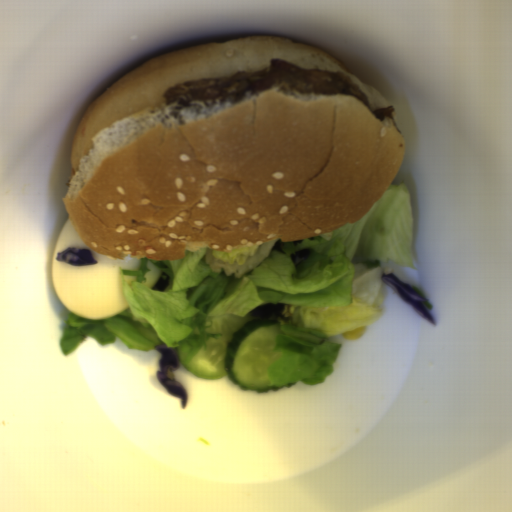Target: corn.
Instances as JSON below:
<instances>
[{"label":"corn","mask_w":512,"mask_h":512,"mask_svg":"<svg viewBox=\"0 0 512 512\" xmlns=\"http://www.w3.org/2000/svg\"><path fill=\"white\" fill-rule=\"evenodd\" d=\"M366 332V327H360L354 330H349L344 333H341V337H343L346 340H355L362 337Z\"/></svg>","instance_id":"corn-1"}]
</instances>
